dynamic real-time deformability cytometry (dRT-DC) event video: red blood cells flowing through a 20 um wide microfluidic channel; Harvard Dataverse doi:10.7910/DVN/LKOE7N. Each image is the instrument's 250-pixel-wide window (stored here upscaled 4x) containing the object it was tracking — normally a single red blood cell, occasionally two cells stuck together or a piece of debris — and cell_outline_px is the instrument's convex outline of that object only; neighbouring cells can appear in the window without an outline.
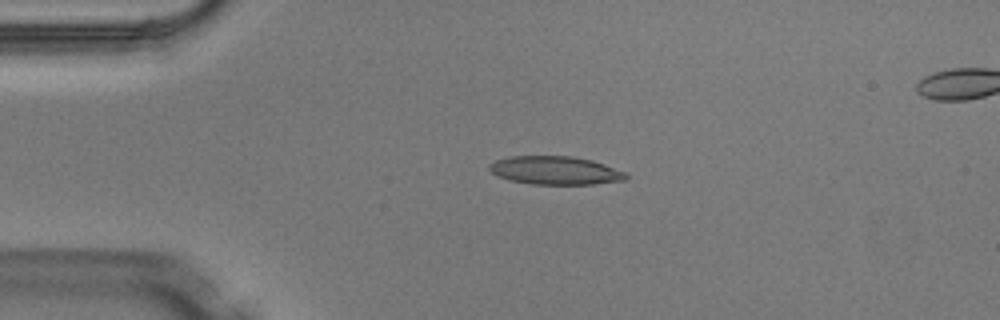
{"species": "Egyptian fruit bat (a non-hibernating species)", "species_latin": "Rousettus aegyptiacus", "temperature_condition": "warm", "stored_images_in_passage": 4, "camera_frame_rate_fps": 3000, "um_per_image_px": 0.085, "animal": {"sex": "male"}, "frame": {"image": 1, "passage_image": 1, "time_ms": 0.0, "image_size_px": [1000, 320], "cell_outline_px": [[628, 180], [592, 184], [532, 184], [508, 180], [492, 172], [488, 168], [488, 164], [496, 160], [512, 156], [572, 156], [592, 160], [604, 164], [624, 172], [628, 176]], "centroid_in_image_um": [47.2, 14.49], "position_along_channel_um": 37.8, "area_um2": 22.48}}